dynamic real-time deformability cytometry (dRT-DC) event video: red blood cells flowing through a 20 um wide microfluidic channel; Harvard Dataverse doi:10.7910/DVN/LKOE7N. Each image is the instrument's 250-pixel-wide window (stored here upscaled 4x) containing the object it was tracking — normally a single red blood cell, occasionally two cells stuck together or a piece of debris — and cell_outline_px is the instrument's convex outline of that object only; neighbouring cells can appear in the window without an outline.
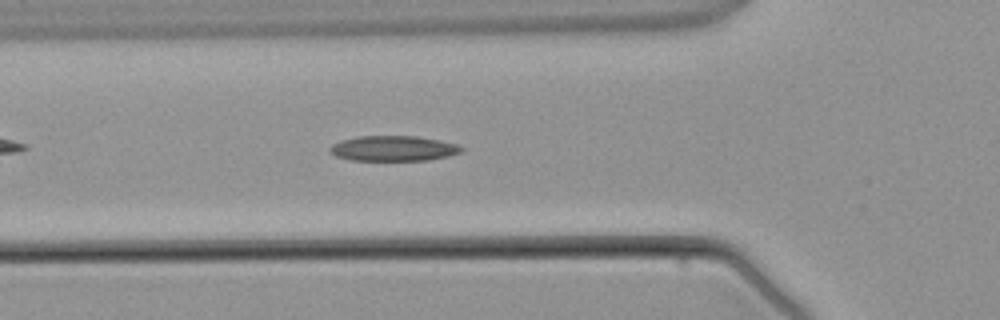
{"species": "common noctule bat (a hibernating species)", "species_latin": "Nyctalus noctula", "temperature_condition": "warm", "stored_images_in_passage": 5, "camera_frame_rate_fps": 3000, "um_per_image_px": 0.085, "animal": {"sex": "male", "body_mass_g": 21.5, "forearm_length_mm": 52.0}, "frame": {"image": 1, "passage_image": 5, "time_ms": 5.0, "image_size_px": [1000, 320], "cell_outline_px": [[464, 148], [460, 152], [448, 156], [428, 160], [352, 160], [336, 156], [328, 152], [328, 148], [332, 144], [340, 140], [360, 136], [416, 136], [456, 144]], "centroid_in_image_um": [33.38, 12.61], "position_along_channel_um": 92.4, "area_um2": 19.25}}